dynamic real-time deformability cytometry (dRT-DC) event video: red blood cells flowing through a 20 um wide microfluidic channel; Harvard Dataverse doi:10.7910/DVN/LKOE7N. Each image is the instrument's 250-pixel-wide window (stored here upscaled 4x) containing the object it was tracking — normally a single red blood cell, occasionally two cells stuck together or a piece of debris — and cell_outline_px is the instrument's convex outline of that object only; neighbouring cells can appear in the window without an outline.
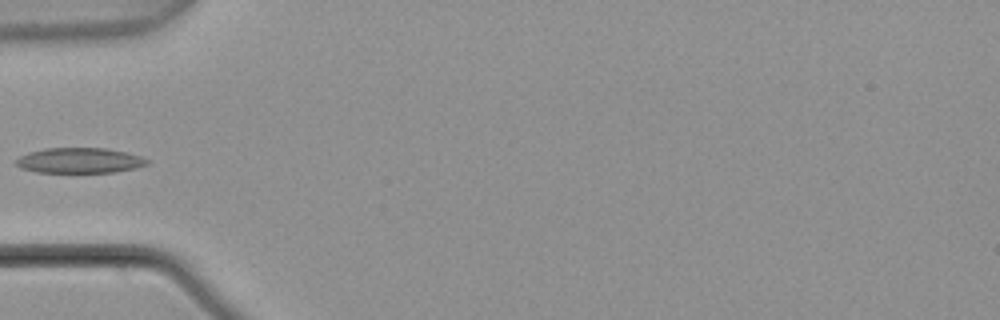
{"species": "common noctule bat (a hibernating species)", "species_latin": "Nyctalus noctula", "temperature_condition": "warm", "stored_images_in_passage": 2, "camera_frame_rate_fps": 3000, "um_per_image_px": 0.085, "animal": {"sex": "male", "body_mass_g": 21.5, "forearm_length_mm": 52.0}, "frame": {"image": 1, "passage_image": 2, "time_ms": 0.333, "image_size_px": [1000, 320], "cell_outline_px": [[148, 164], [136, 168], [116, 172], [36, 172], [20, 168], [16, 164], [16, 160], [20, 156], [28, 152], [44, 148], [104, 148], [124, 152], [140, 156], [148, 160]], "centroid_in_image_um": [6.74, 13.64], "position_along_channel_um": 78.3, "area_um2": 19.25}}